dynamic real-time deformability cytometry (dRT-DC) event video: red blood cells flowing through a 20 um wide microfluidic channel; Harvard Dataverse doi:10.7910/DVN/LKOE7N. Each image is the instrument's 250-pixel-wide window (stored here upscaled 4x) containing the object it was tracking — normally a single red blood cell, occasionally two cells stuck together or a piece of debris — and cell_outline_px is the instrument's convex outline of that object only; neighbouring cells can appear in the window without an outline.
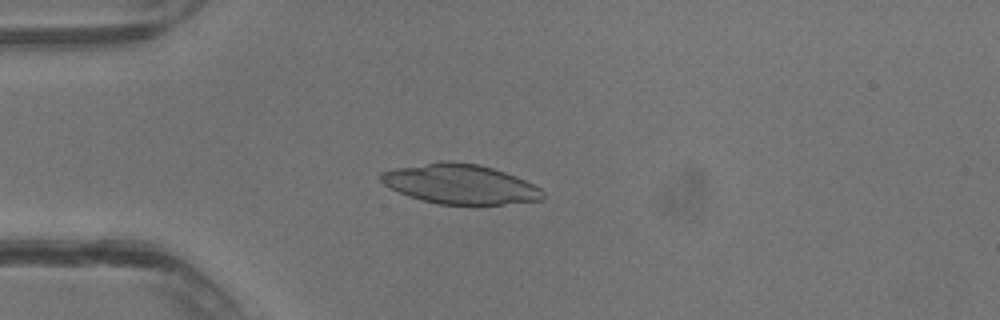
{"species": "common noctule bat (a hibernating species)", "species_latin": "Nyctalus noctula", "temperature_condition": "warm", "stored_images_in_passage": 41, "segment_of_instrument_passage": [2, 3], "camera_frame_rate_fps": 3000, "um_per_image_px": 0.085, "animal": {"sex": "male", "body_mass_g": 13.3}, "frame": {"image": 1, "passage_image": 12, "time_ms": 3.667, "image_size_px": [1000, 320], "cell_outline_px": [[508, 200], [496, 204], [448, 204], [428, 200], [404, 192], [396, 188], [392, 172], [420, 172]], "centroid_in_image_um": [37.49, 16.14], "position_along_channel_um": 47.5, "area_um2": 14.57}}